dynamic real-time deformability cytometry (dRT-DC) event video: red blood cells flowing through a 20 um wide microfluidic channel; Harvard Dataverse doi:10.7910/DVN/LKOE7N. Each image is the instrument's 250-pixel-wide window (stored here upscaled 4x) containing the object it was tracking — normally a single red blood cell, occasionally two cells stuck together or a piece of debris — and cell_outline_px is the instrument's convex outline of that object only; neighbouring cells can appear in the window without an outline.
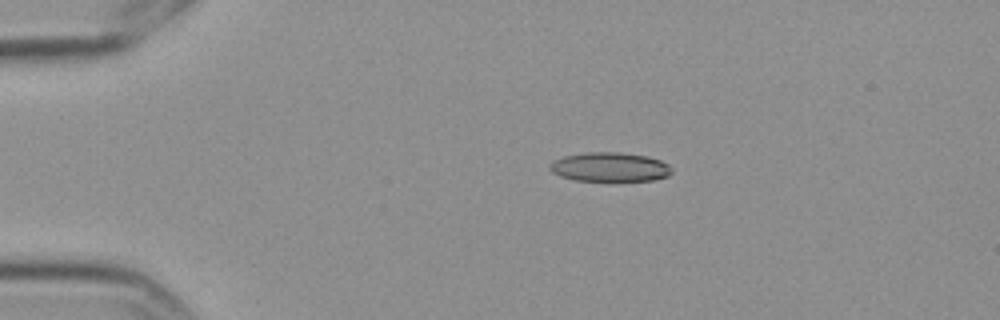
{"species": "Egyptian fruit bat (a non-hibernating species)", "species_latin": "Rousettus aegyptiacus", "temperature_condition": "cold", "stored_images_in_passage": 5, "camera_frame_rate_fps": 3000, "um_per_image_px": 0.085, "frame": {"image": 1, "passage_image": 4, "time_ms": 1.0, "image_size_px": [1000, 320], "cell_outline_px": [[672, 172], [668, 176], [652, 180], [612, 184], [576, 180], [560, 176], [552, 172], [548, 168], [548, 164], [552, 160], [564, 156], [584, 152], [620, 152], [648, 156], [660, 160], [668, 164], [672, 168]], "centroid_in_image_um": [51.82, 14.24], "position_along_channel_um": 33.2, "area_um2": 21.91}}